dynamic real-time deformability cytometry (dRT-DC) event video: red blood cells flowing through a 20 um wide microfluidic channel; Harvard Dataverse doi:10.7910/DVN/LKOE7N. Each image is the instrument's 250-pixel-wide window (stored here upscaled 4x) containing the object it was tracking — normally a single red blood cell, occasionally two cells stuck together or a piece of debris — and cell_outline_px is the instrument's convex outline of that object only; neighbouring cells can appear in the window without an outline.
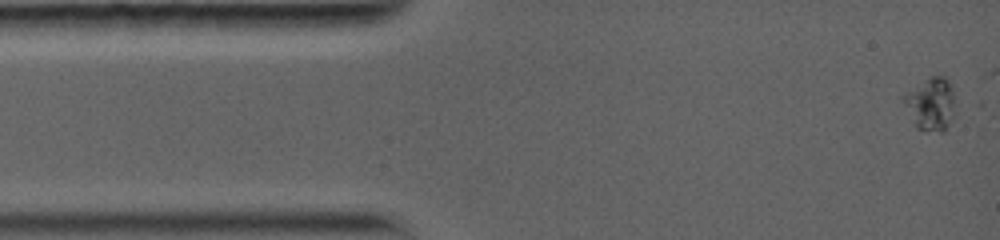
{"species": "common noctule bat (a hibernating species)", "species_latin": "Nyctalus noctula", "temperature_condition": "warm", "stored_images_in_passage": 20, "camera_frame_rate_fps": 5000, "um_per_image_px": 0.085, "animal": {"sex": "female", "body_mass_g": 19.0, "forearm_length_mm": 56.7}, "frame": {"image": 1, "passage_image": 1, "time_ms": 0.0, "image_size_px": [1000, 240], "cell_outline_px": [[952, 120], [944, 132], [924, 132], [916, 128], [900, 100], [900, 96], [928, 76], [944, 76], [948, 80], [952, 92]], "centroid_in_image_um": [79.03, 8.86], "position_along_channel_um": 6.0, "area_um2": 16.13}}
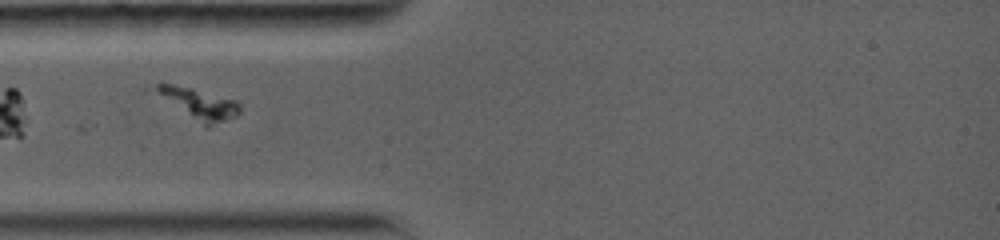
{"frame": {"image": 2, "passage_image": 6, "time_ms": 4.6, "image_size_px": [1000, 240], "cell_outline_px": [[240, 112], [236, 116], [208, 128], [204, 128], [144, 88], [148, 84], [172, 84], [192, 88], [236, 100], [240, 104]], "centroid_in_image_um": [16.73, 8.82], "position_along_channel_um": 68.3, "area_um2": 16.18}}
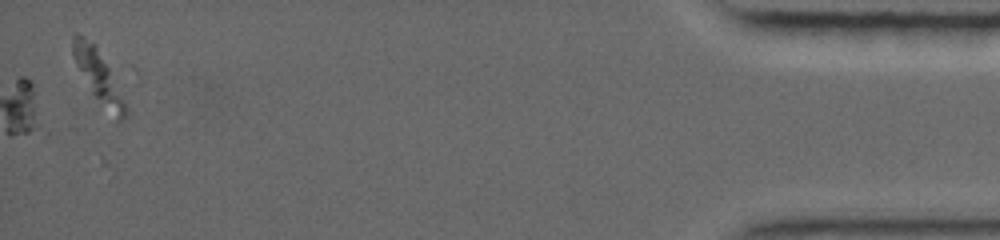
{"frame": {"image": 3, "passage_image": 20, "time_ms": 17.4, "image_size_px": [1000, 240], "cell_outline_px": [[132, 112], [124, 120], [116, 124], [92, 92], [76, 64], [72, 52], [72, 36], [76, 32], [84, 36], [96, 44]], "centroid_in_image_um": [8.46, 6.61], "position_along_channel_um": 426.7, "area_um2": 16.47}}